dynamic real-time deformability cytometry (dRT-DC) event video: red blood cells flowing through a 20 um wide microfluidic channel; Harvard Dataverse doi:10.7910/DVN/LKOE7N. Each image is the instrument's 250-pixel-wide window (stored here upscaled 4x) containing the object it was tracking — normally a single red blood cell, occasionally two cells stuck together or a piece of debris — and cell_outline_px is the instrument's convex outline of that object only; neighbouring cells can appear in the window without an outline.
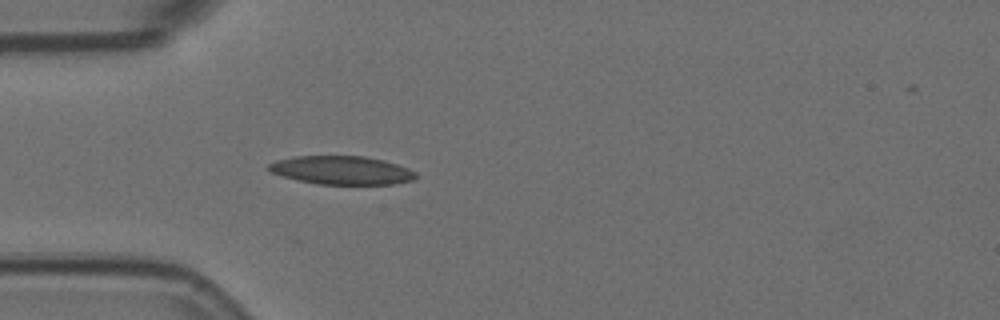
{"species": "Egyptian fruit bat (a non-hibernating species)", "species_latin": "Rousettus aegyptiacus", "temperature_condition": "room temperature", "stored_images_in_passage": 3, "camera_frame_rate_fps": 3000, "um_per_image_px": 0.085, "animal": {"sex": "female"}, "frame": {"image": 1, "passage_image": 3, "time_ms": 0.667, "image_size_px": [1000, 320], "cell_outline_px": [[416, 176], [412, 180], [392, 184], [316, 184], [296, 180], [272, 172], [268, 168], [268, 164], [276, 160], [292, 156], [364, 156], [384, 160], [408, 168], [416, 172]], "centroid_in_image_um": [29.02, 14.46], "position_along_channel_um": 56.0, "area_um2": 24.33}}